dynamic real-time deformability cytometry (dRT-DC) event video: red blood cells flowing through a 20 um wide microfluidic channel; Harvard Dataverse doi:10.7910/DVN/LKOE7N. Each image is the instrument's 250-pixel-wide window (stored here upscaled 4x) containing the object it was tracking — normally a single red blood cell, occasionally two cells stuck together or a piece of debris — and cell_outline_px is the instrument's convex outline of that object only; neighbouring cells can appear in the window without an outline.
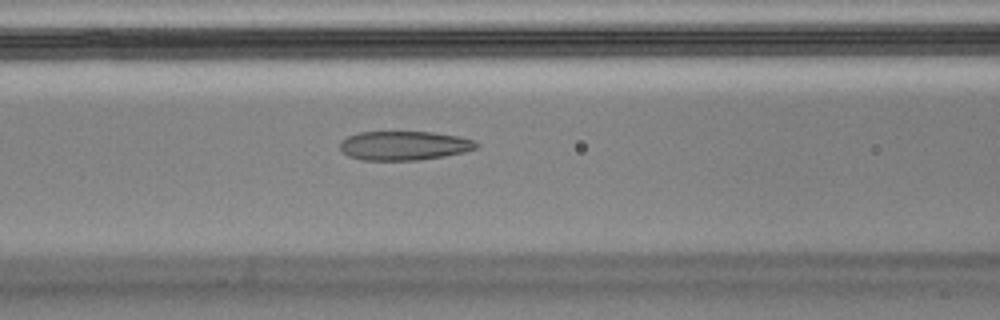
{"species": "Egyptian fruit bat (a non-hibernating species)", "species_latin": "Rousettus aegyptiacus", "temperature_condition": "cold", "stored_images_in_passage": 43, "camera_frame_rate_fps": 3000, "um_per_image_px": 0.085, "animal": {"sex": "male"}, "frame": {"image": 1, "passage_image": 12, "time_ms": 3.667, "image_size_px": [1000, 320], "cell_outline_px": [[480, 144], [476, 148], [464, 152], [444, 156], [420, 160], [360, 160], [348, 156], [340, 148], [340, 140], [348, 136], [360, 132], [432, 132], [456, 136], [472, 140]], "centroid_in_image_um": [34.32, 12.38], "position_along_channel_um": 132.3, "area_um2": 23.06}}
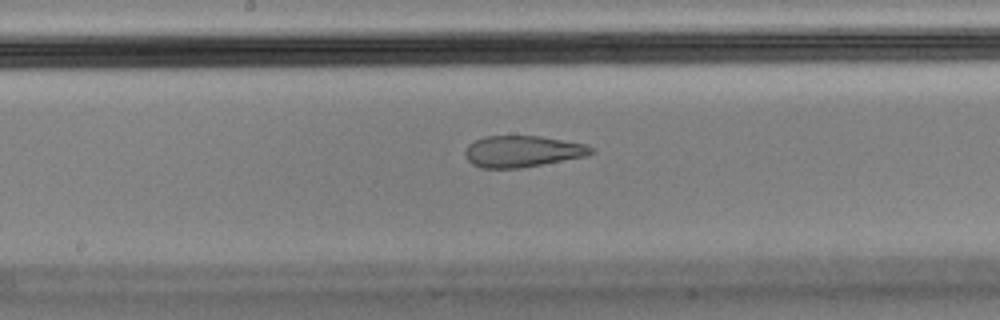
{"frame": {"image": 2, "passage_image": 18, "time_ms": 5.667, "image_size_px": [1000, 320], "cell_outline_px": [[592, 152], [588, 156], [520, 168], [480, 168], [472, 164], [464, 156], [464, 152], [468, 144], [484, 136], [540, 136], [588, 144], [592, 148]], "centroid_in_image_um": [44.39, 12.87], "position_along_channel_um": 203.8, "area_um2": 23.18}}
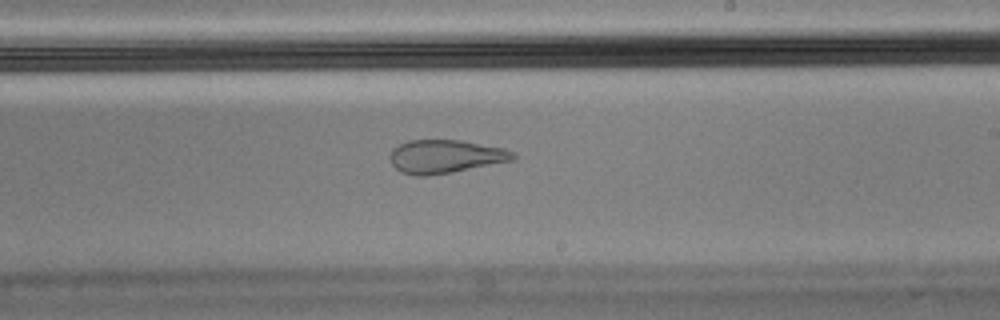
{"frame": {"image": 3, "passage_image": 22, "time_ms": 7.0, "image_size_px": [1000, 320], "cell_outline_px": [[516, 156], [512, 160], [452, 172], [424, 176], [416, 176], [400, 172], [392, 164], [388, 156], [392, 148], [408, 140], [460, 140], [504, 148], [516, 152]], "centroid_in_image_um": [37.82, 13.3], "position_along_channel_um": 251.2, "area_um2": 23.93}, "authors_computed_cell_mechanics": {"area_um2": 25.0852, "velocity_mm_per_s": 3.5768, "shape_relaxation_time_tau1_ms": null, "shape_relaxation_time_tau2_ms": 1.972, "deformation_change_tau1": null, "deformation_change_tau2": 0.097}}